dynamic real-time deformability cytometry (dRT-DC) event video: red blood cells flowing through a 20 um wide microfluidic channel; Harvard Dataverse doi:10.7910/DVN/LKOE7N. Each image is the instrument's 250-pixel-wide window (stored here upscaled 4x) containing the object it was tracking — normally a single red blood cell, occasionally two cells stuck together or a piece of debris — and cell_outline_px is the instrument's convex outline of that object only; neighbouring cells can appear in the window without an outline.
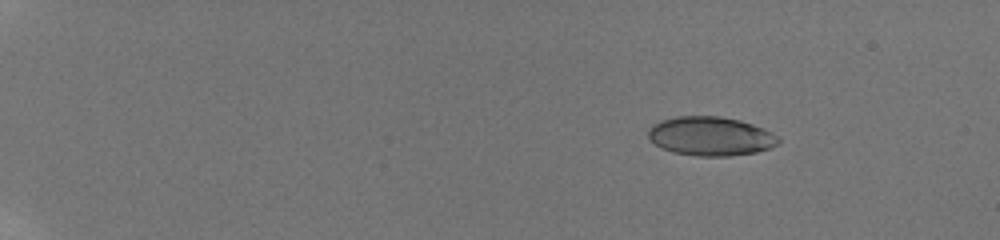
{"species": "human", "species_latin": "Homo sapiens", "temperature_condition": "room temperature", "stored_images_in_passage": 23, "camera_frame_rate_fps": 3000, "um_per_image_px": 0.085, "donor": {"sex": "male"}, "frame": {"image": 1, "passage_image": 1, "time_ms": 0.0, "image_size_px": [1000, 240], "cell_outline_px": [[780, 144], [756, 152], [728, 156], [696, 156], [672, 152], [660, 148], [648, 136], [648, 128], [660, 120], [676, 116], [720, 116], [740, 120], [764, 128], [772, 132], [780, 140]], "centroid_in_image_um": [60.39, 11.57], "position_along_channel_um": 24.6, "area_um2": 29.71}}
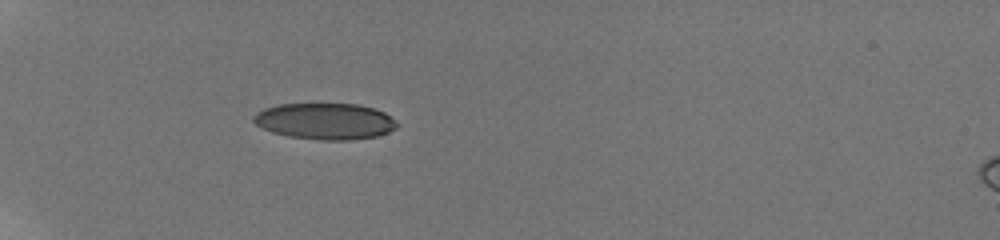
{"frame": {"image": 2, "passage_image": 22, "time_ms": 4.0, "image_size_px": [1000, 240], "cell_outline_px": [[400, 124], [396, 128], [388, 132], [376, 136], [348, 140], [320, 140], [288, 136], [272, 132], [256, 124], [252, 120], [252, 116], [256, 112], [264, 108], [276, 104], [360, 104], [376, 108], [384, 112]], "centroid_in_image_um": [27.63, 10.29], "position_along_channel_um": 57.4, "area_um2": 30.52}}